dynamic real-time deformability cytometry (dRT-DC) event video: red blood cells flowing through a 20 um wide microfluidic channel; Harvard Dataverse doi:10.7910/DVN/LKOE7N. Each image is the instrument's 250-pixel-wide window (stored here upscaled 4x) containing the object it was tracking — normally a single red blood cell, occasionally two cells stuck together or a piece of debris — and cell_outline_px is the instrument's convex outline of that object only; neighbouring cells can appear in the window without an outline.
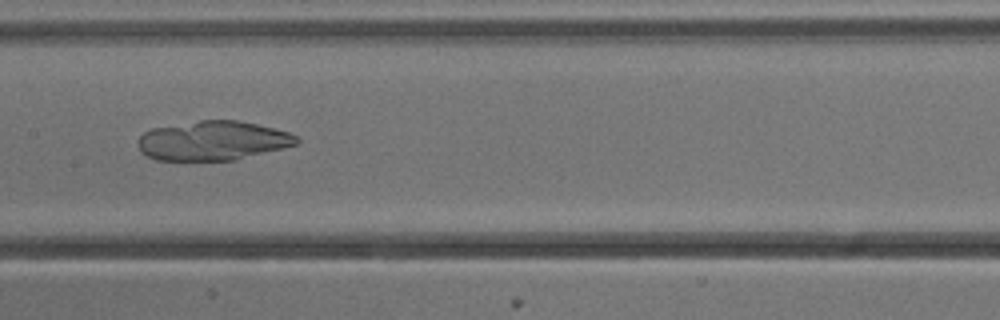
{"species": "common noctule bat (a hibernating species)", "species_latin": "Nyctalus noctula", "temperature_condition": "cold", "stored_images_in_passage": 53, "camera_frame_rate_fps": 3000, "um_per_image_px": 0.085, "animal": {"sex": "male", "body_mass_g": 13.3}, "frame": {"image": 1, "passage_image": 26, "time_ms": 8.333, "image_size_px": [1000, 320], "cell_outline_px": [[300, 140], [296, 144], [284, 148], [236, 160], [156, 160], [140, 152], [136, 144], [136, 140], [144, 132], [152, 128], [200, 120], [236, 120], [256, 124], [288, 132], [296, 136]], "centroid_in_image_um": [18.05, 11.96], "position_along_channel_um": 189.3, "area_um2": 36.41}}
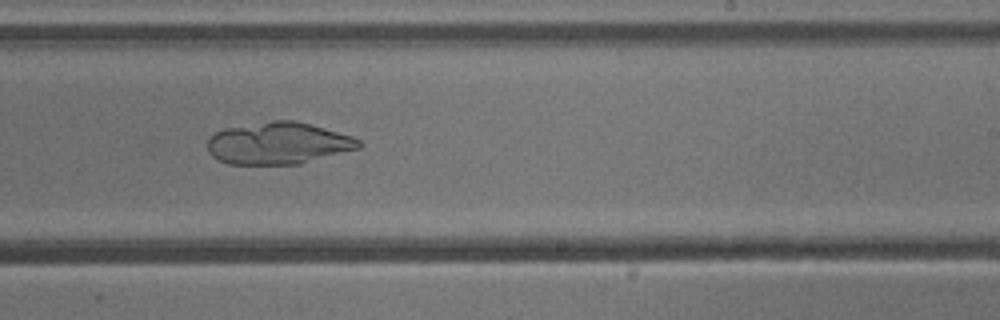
{"frame": {"image": 2, "passage_image": 32, "time_ms": 10.333, "image_size_px": [1000, 320], "cell_outline_px": [[364, 144], [360, 148], [300, 164], [228, 164], [212, 156], [208, 152], [208, 140], [216, 132], [224, 128], [272, 120], [296, 120], [312, 124], [352, 136], [360, 140]], "centroid_in_image_um": [23.69, 12.17], "position_along_channel_um": 265.3, "area_um2": 37.17}}
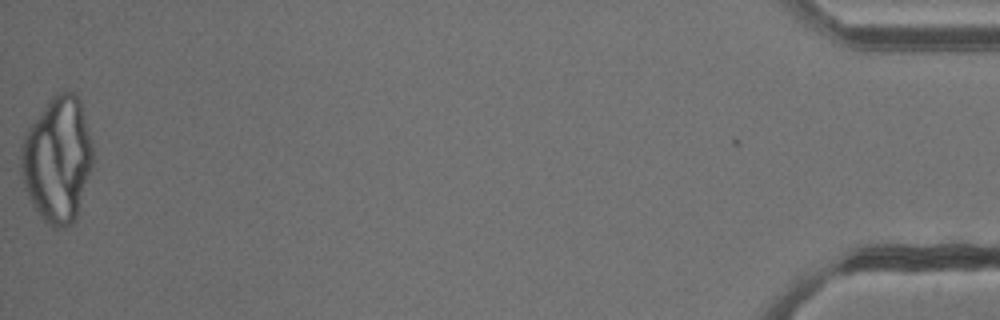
{"frame": {"image": 3, "passage_image": 53, "time_ms": 17.333, "image_size_px": [1000, 320], "cell_outline_px": [[96, 160], [76, 216], [72, 224], [64, 228], [52, 228], [40, 216], [32, 204], [24, 188], [20, 172], [20, 148], [24, 136], [28, 128], [48, 100], [52, 96], [60, 92], [76, 92], [80, 100], [92, 140]], "centroid_in_image_um": [4.9, 13.57], "position_along_channel_um": 430.3, "area_um2": 53.47}}